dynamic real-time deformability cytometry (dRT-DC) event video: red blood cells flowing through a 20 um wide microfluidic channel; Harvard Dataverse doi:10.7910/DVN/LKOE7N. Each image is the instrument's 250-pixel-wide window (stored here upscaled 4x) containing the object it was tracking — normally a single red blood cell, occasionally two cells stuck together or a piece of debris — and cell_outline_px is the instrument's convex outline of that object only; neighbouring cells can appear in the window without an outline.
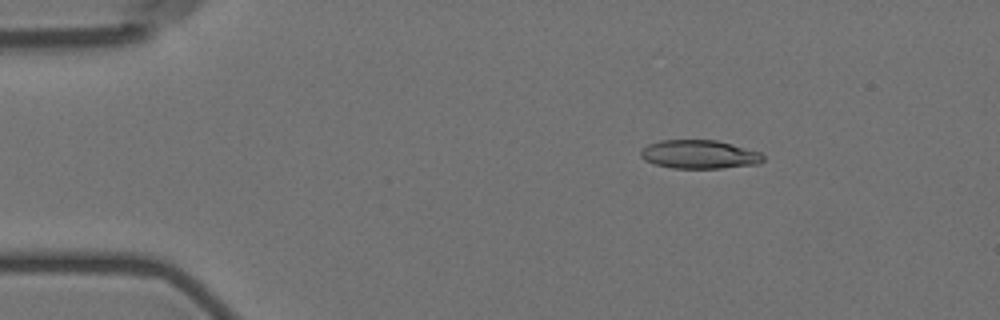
{"species": "Egyptian fruit bat (a non-hibernating species)", "species_latin": "Rousettus aegyptiacus", "temperature_condition": "room temperature", "stored_images_in_passage": 8, "camera_frame_rate_fps": 3000, "um_per_image_px": 0.085, "animal": {"sex": "female"}, "frame": {"image": 1, "passage_image": 3, "time_ms": 2.333, "image_size_px": [1000, 320], "cell_outline_px": [[764, 160], [760, 164], [720, 168], [672, 168], [656, 164], [644, 160], [640, 156], [640, 152], [648, 144], [660, 140], [716, 140], [732, 144], [760, 152], [764, 156]], "centroid_in_image_um": [59.46, 13.12], "position_along_channel_um": 25.5, "area_um2": 20.4}}
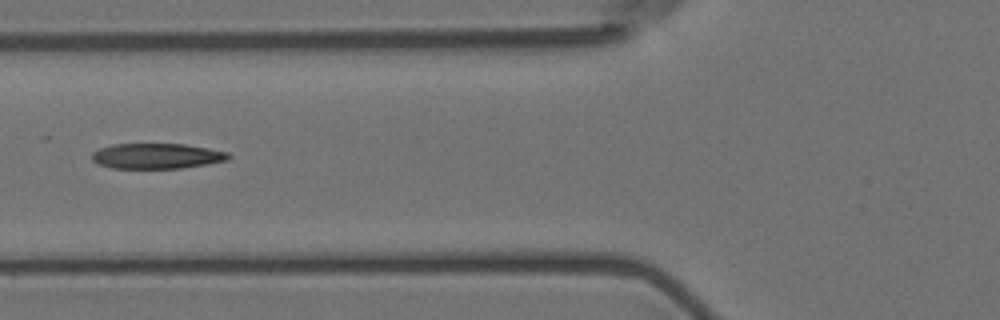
{"frame": {"image": 2, "passage_image": 6, "time_ms": 6.667, "image_size_px": [1000, 320], "cell_outline_px": [[232, 156], [228, 160], [208, 164], [180, 168], [112, 168], [96, 164], [92, 160], [92, 152], [100, 148], [112, 144], [184, 144], [208, 148], [228, 152]], "centroid_in_image_um": [13.32, 13.26], "position_along_channel_um": 112.5, "area_um2": 20.29}}
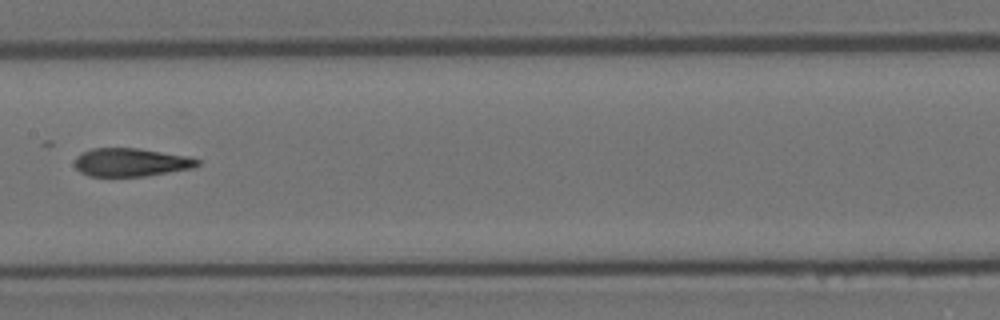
{"frame": {"image": 3, "passage_image": 8, "time_ms": 9.0, "image_size_px": [1000, 320], "cell_outline_px": [[200, 164], [192, 168], [144, 176], [88, 176], [80, 172], [76, 168], [76, 156], [92, 148], [136, 148], [188, 156], [200, 160]], "centroid_in_image_um": [11.13, 13.79], "position_along_channel_um": 196.3, "area_um2": 20.0}}